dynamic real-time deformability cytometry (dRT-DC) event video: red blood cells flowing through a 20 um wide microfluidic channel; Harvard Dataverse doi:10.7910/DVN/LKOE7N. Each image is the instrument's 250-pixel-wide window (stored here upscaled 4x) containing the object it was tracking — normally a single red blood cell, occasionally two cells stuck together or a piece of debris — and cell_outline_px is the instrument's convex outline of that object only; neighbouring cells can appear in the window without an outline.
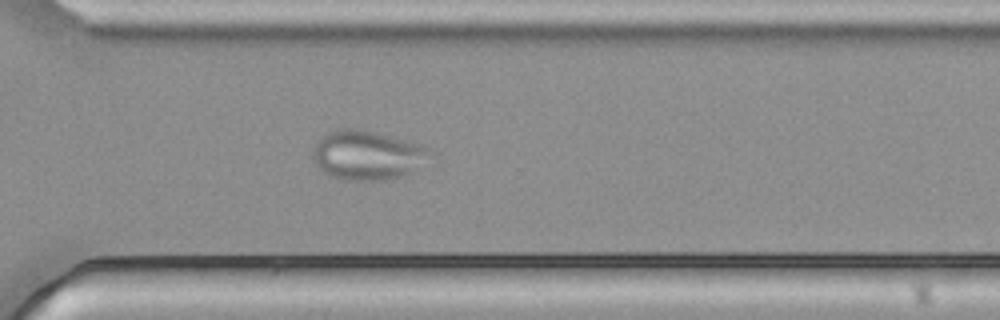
{"species": "common noctule bat (a hibernating species)", "species_latin": "Nyctalus noctula", "temperature_condition": "cold", "stored_images_in_passage": 32, "camera_frame_rate_fps": 3000, "um_per_image_px": 0.085, "animal": {"sex": "male", "body_mass_g": 21.5, "forearm_length_mm": 52.0}, "frame": {"image": 1, "passage_image": 23, "time_ms": 7.333, "image_size_px": [1000, 320], "cell_outline_px": [[436, 156], [432, 164], [400, 176], [384, 180], [348, 180], [328, 176], [312, 160], [312, 148], [328, 132], [344, 128], [352, 128], [372, 132], [420, 144], [436, 152]], "centroid_in_image_um": [31.33, 13.22], "position_along_channel_um": 339.3, "area_um2": 34.1}}
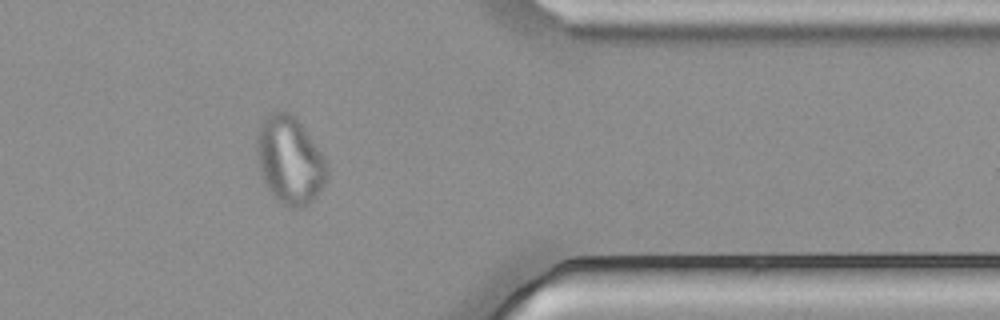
{"frame": {"image": 2, "passage_image": 28, "time_ms": 9.0, "image_size_px": [1000, 320], "cell_outline_px": [[328, 176], [320, 192], [308, 204], [300, 208], [292, 208], [276, 200], [264, 184], [260, 176], [256, 160], [256, 140], [260, 124], [272, 112], [288, 112], [300, 124], [324, 156], [328, 164]], "centroid_in_image_um": [24.61, 13.68], "position_along_channel_um": 386.8, "area_um2": 35.89}}